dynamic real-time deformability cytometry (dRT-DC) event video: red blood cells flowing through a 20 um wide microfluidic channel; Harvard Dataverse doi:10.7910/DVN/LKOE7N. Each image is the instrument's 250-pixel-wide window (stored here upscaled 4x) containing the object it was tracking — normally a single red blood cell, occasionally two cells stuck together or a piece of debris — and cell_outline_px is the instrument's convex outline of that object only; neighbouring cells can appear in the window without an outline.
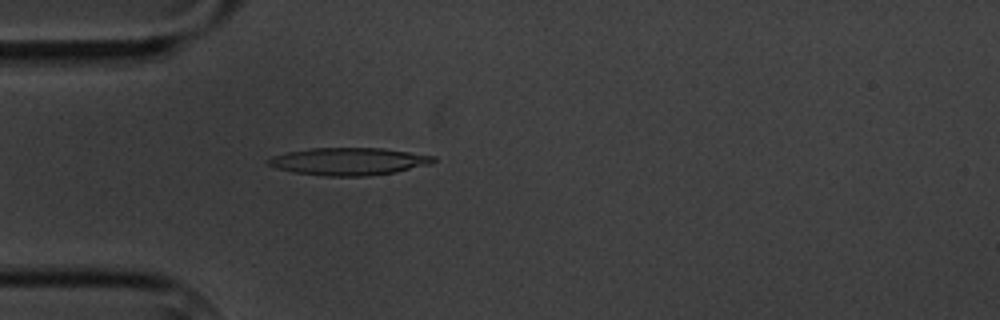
{"species": "common noctule bat (a hibernating species)", "species_latin": "Nyctalus noctula", "temperature_condition": "cold", "stored_images_in_passage": 3, "camera_frame_rate_fps": 3000, "um_per_image_px": 0.085, "animal": {"sex": "male", "body_mass_g": 20.1, "forearm_length_mm": 53.5}, "frame": {"image": 1, "passage_image": 3, "time_ms": 2.333, "image_size_px": [1000, 320], "cell_outline_px": [[436, 160], [428, 164], [396, 172], [368, 176], [324, 176], [296, 172], [276, 168], [268, 164], [264, 160], [272, 156], [288, 152], [312, 148], [384, 148], [436, 156]], "centroid_in_image_um": [29.64, 13.72], "position_along_channel_um": 55.4, "area_um2": 26.36}}